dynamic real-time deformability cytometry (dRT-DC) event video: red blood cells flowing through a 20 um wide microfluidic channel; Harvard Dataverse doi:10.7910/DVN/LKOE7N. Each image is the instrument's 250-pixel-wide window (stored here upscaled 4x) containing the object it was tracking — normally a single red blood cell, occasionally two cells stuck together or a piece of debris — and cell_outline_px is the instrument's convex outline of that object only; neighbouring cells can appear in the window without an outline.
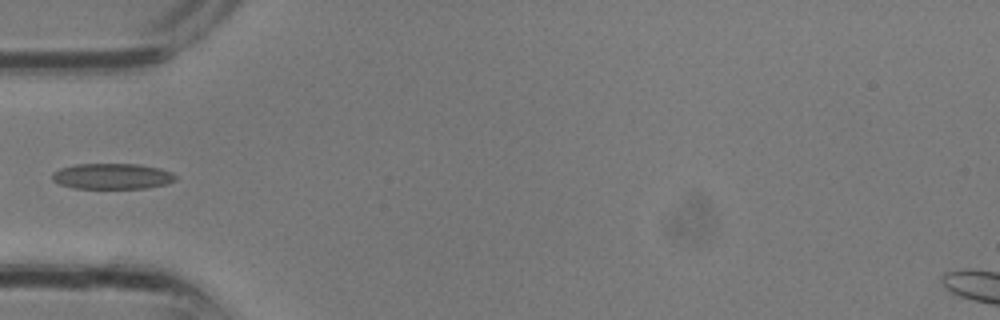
{"species": "common noctule bat (a hibernating species)", "species_latin": "Nyctalus noctula", "temperature_condition": "room temperature", "stored_images_in_passage": 21, "camera_frame_rate_fps": 3000, "um_per_image_px": 0.085, "animal": {"sex": "male", "body_mass_g": 13.3}, "frame": {"image": 1, "passage_image": 1, "time_ms": 0.0, "image_size_px": [1000, 320], "cell_outline_px": [[176, 180], [168, 184], [144, 188], [72, 188], [60, 184], [52, 180], [52, 172], [60, 168], [76, 164], [140, 164], [160, 168], [172, 172], [176, 176]], "centroid_in_image_um": [9.54, 14.98], "position_along_channel_um": 75.5, "area_um2": 18.61}}
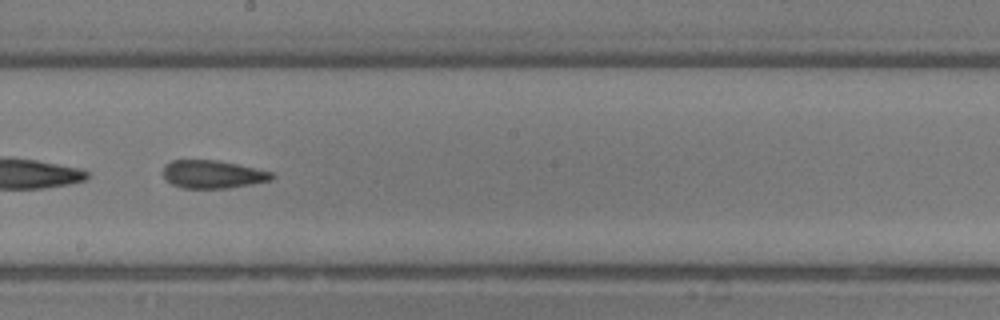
{"frame": {"image": 2, "passage_image": 8, "time_ms": 2.333, "image_size_px": [1000, 320], "cell_outline_px": [[276, 176], [272, 180], [252, 184], [228, 188], [184, 188], [172, 184], [164, 176], [164, 164], [172, 160], [216, 160], [236, 164], [272, 172]], "centroid_in_image_um": [18.1, 14.81], "position_along_channel_um": 230.1, "area_um2": 17.63}}
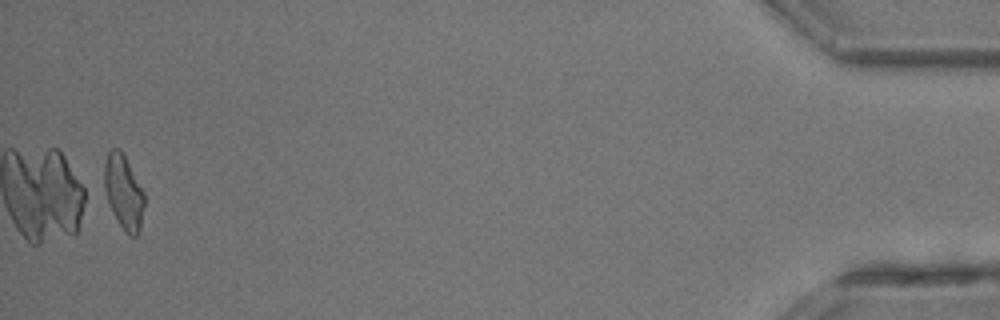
{"frame": {"image": 3, "passage_image": 21, "time_ms": 6.667, "image_size_px": [1000, 320], "cell_outline_px": [[144, 204], [140, 232], [136, 236], [128, 236], [124, 232], [100, 188], [104, 164], [108, 152], [112, 148], [120, 148], [144, 192]], "centroid_in_image_um": [10.45, 16.33], "position_along_channel_um": 424.7, "area_um2": 17.86}}